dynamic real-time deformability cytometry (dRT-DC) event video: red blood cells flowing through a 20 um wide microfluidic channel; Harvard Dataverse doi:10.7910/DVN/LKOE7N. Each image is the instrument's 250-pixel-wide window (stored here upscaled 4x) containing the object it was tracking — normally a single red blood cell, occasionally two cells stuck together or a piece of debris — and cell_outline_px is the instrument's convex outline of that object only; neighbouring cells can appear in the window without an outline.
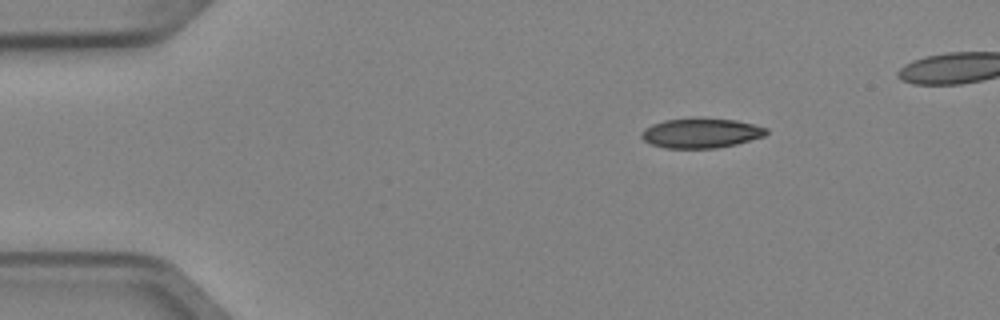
{"species": "Egyptian fruit bat (a non-hibernating species)", "species_latin": "Rousettus aegyptiacus", "temperature_condition": "cold", "stored_images_in_passage": 3, "camera_frame_rate_fps": 3000, "um_per_image_px": 0.085, "animal": {"sex": "female"}, "frame": {"image": 1, "passage_image": 1, "time_ms": 0.0, "image_size_px": [1000, 320], "cell_outline_px": [[768, 132], [764, 136], [736, 144], [716, 148], [664, 148], [652, 144], [644, 140], [640, 136], [640, 132], [644, 128], [652, 124], [664, 120], [700, 116], [736, 120], [768, 128]], "centroid_in_image_um": [59.56, 11.28], "position_along_channel_um": 25.4, "area_um2": 22.08}}